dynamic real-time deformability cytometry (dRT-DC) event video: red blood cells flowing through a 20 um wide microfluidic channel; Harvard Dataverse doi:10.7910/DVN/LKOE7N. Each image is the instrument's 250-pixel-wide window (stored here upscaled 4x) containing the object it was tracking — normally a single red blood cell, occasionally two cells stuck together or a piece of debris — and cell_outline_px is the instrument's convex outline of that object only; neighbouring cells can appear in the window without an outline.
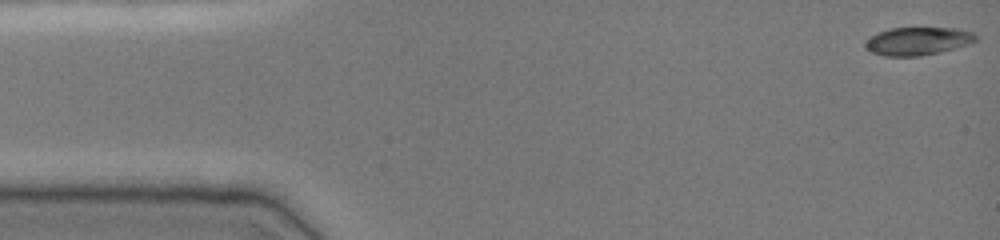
{"species": "common noctule bat (a hibernating species)", "species_latin": "Nyctalus noctula", "temperature_condition": "cold", "stored_images_in_passage": 46, "camera_frame_rate_fps": 3000, "um_per_image_px": 0.085, "animal": {"sex": "female", "body_mass_g": 19.0, "forearm_length_mm": 51.5}, "frame": {"image": 1, "passage_image": 1, "time_ms": 0.0, "image_size_px": [1000, 240], "cell_outline_px": [[976, 40], [972, 44], [940, 52], [920, 56], [884, 56], [872, 52], [864, 48], [864, 44], [872, 36], [880, 32], [892, 28], [956, 28], [972, 32], [976, 36]], "centroid_in_image_um": [78.04, 3.5], "position_along_channel_um": 7.0, "area_um2": 17.98}}
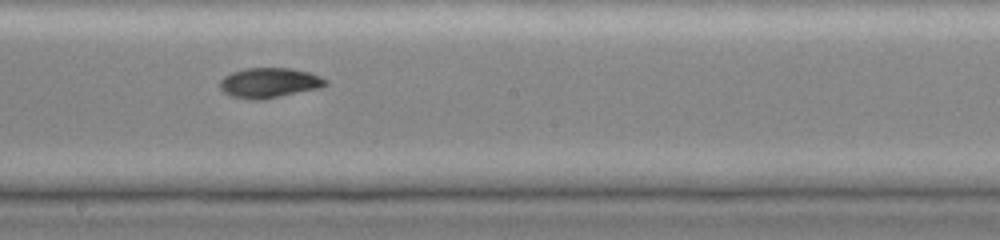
{"frame": {"image": 2, "passage_image": 27, "time_ms": 8.667, "image_size_px": [1000, 240], "cell_outline_px": [[328, 84], [320, 88], [260, 100], [252, 100], [232, 96], [224, 92], [220, 88], [220, 80], [224, 76], [232, 72], [244, 68], [292, 68], [308, 72], [320, 76], [328, 80]], "centroid_in_image_um": [22.9, 7.03], "position_along_channel_um": 225.3, "area_um2": 18.5}}
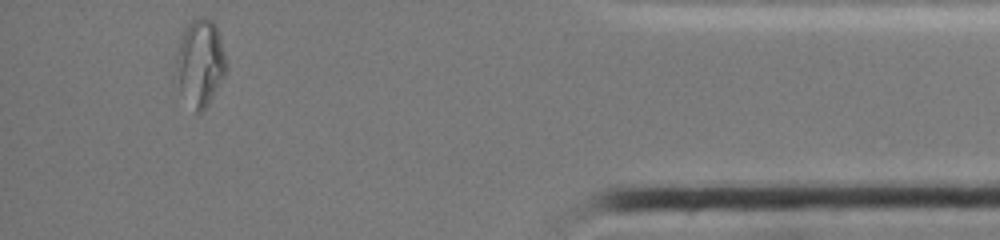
{"frame": {"image": 3, "passage_image": 45, "time_ms": 14.667, "image_size_px": [1000, 240], "cell_outline_px": [[228, 68], [224, 76], [208, 104], [200, 112], [196, 112], [180, 92], [176, 64], [176, 52], [180, 32], [192, 20], [200, 16], [208, 16], [216, 24], [224, 52]], "centroid_in_image_um": [17.01, 5.26], "position_along_channel_um": 418.2, "area_um2": 25.49}, "authors_computed_cell_mechanics": {"area_um2": 18.2359, "velocity_mm_per_s": 3.873, "shape_relaxation_time_tau1_ms": 8.8004, "shape_relaxation_time_tau2_ms": 2.5263, "deformation_change_tau1": 0.2541, "deformation_change_tau2": 0.05}}